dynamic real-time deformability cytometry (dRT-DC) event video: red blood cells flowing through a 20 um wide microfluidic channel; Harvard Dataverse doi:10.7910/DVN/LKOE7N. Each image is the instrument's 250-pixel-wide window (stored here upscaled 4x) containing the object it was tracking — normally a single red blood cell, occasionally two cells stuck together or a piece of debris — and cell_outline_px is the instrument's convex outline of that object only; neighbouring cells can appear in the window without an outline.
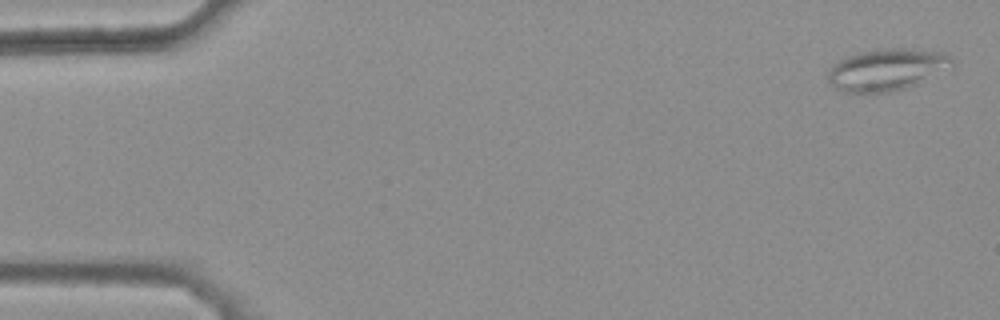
{"species": "common noctule bat (a hibernating species)", "species_latin": "Nyctalus noctula", "temperature_condition": "warm", "stored_images_in_passage": 47, "camera_frame_rate_fps": 3000, "um_per_image_px": 0.085, "animal": {"sex": "female", "body_mass_g": 25.1}, "frame": {"image": 1, "passage_image": 2, "time_ms": 0.333, "image_size_px": [1000, 320], "cell_outline_px": [[952, 64], [916, 84], [904, 88], [888, 92], [844, 92], [828, 84], [828, 72], [832, 64], [848, 56], [860, 52], [888, 48], [908, 48], [944, 52], [952, 60]], "centroid_in_image_um": [75.29, 5.91], "position_along_channel_um": 9.7, "area_um2": 29.65}}
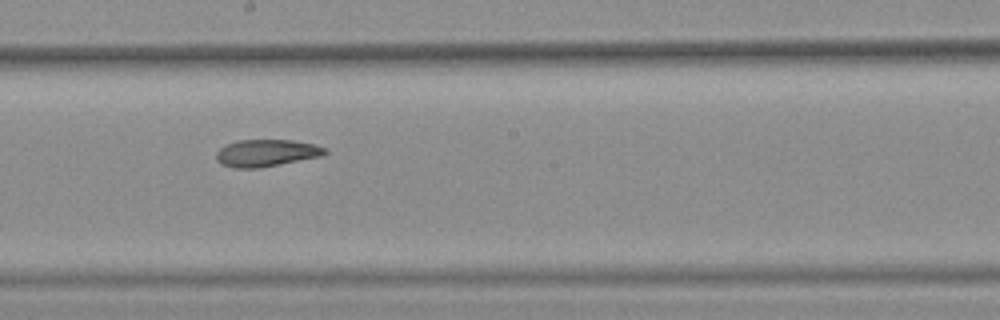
{"frame": {"image": 2, "passage_image": 29, "time_ms": 9.333, "image_size_px": [1000, 320], "cell_outline_px": [[328, 152], [320, 156], [256, 168], [232, 168], [220, 164], [216, 160], [216, 152], [224, 144], [236, 140], [292, 140], [316, 144], [328, 148]], "centroid_in_image_um": [22.6, 12.99], "position_along_channel_um": 225.6, "area_um2": 17.22}}
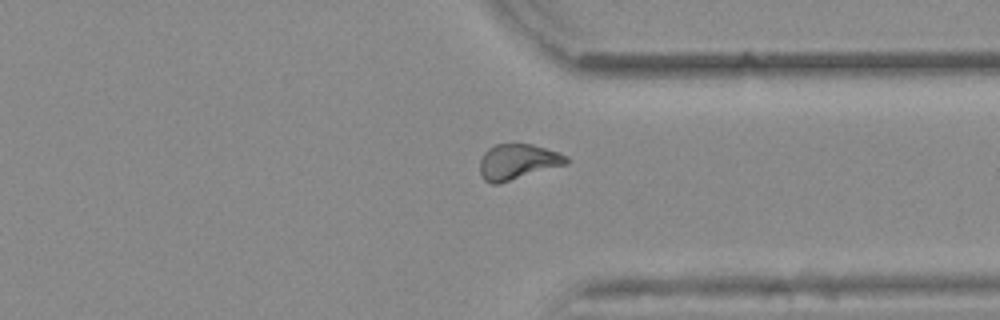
{"frame": {"image": 3, "passage_image": 40, "time_ms": 13.0, "image_size_px": [1000, 320], "cell_outline_px": [[568, 164], [500, 184], [492, 184], [484, 180], [480, 172], [480, 160], [484, 152], [488, 148], [496, 144], [532, 144], [568, 156]], "centroid_in_image_um": [43.99, 13.77], "position_along_channel_um": 367.4, "area_um2": 17.98}, "authors_computed_cell_mechanics": {"area_um2": 17.9758, "velocity_mm_per_s": 3.8779, "shape_relaxation_time_tau1_ms": null, "shape_relaxation_time_tau2_ms": 5.7061, "deformation_change_tau1": null, "deformation_change_tau2": 0.1352}}